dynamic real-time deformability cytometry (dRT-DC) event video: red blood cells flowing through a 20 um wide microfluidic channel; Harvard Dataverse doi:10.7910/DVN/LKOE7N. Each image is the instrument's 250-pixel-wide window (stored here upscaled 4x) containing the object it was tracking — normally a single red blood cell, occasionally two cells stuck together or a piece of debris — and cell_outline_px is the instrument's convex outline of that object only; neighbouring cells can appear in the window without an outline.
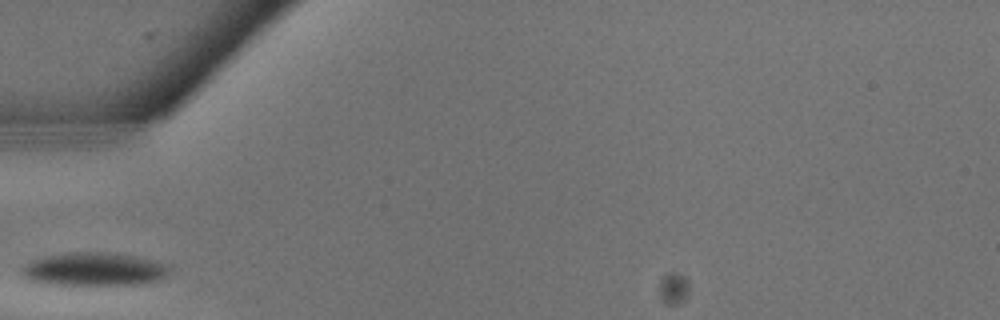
{"species": "common noctule bat (a hibernating species)", "species_latin": "Nyctalus noctula", "temperature_condition": "warm", "stored_images_in_passage": 7, "camera_frame_rate_fps": 3000, "um_per_image_px": 0.085, "animal": {"sex": "male", "body_mass_g": 13.3}, "frame": {"image": 1, "passage_image": 1, "time_ms": 0.0, "image_size_px": [1000, 320], "cell_outline_px": [[168, 272], [160, 280], [140, 284], [100, 288], [80, 288], [40, 284], [24, 280], [20, 276], [20, 268], [24, 264], [32, 260], [44, 256], [68, 252], [112, 252], [136, 256], [168, 264]], "centroid_in_image_um": [7.87, 22.96], "position_along_channel_um": 77.1, "area_um2": 30.75}}
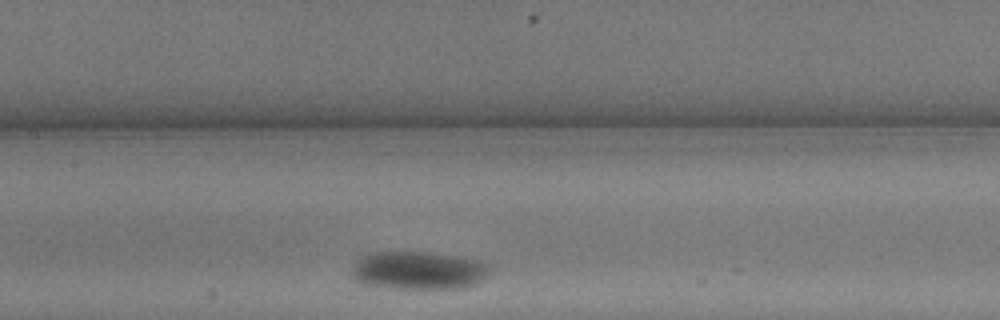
{"frame": {"image": 2, "passage_image": 5, "time_ms": 1.333, "image_size_px": [1000, 320], "cell_outline_px": [[492, 272], [480, 280], [464, 288], [396, 288], [364, 284], [356, 280], [352, 276], [352, 264], [356, 260], [368, 252], [428, 252], [456, 256], [480, 260], [488, 264]], "centroid_in_image_um": [35.55, 22.97], "position_along_channel_um": 171.8, "area_um2": 30.69}}
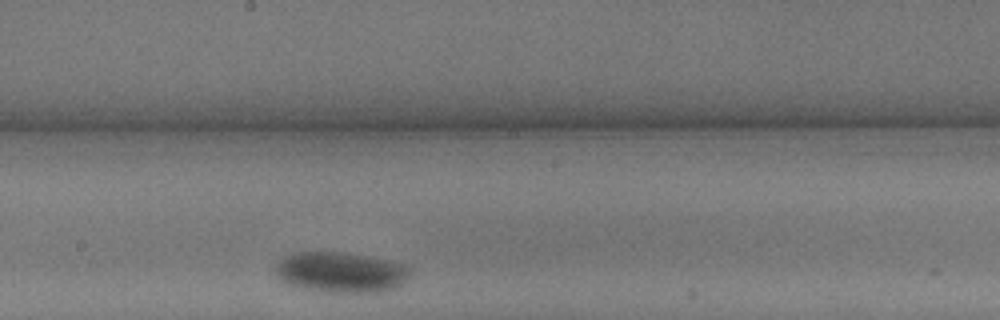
{"frame": {"image": 3, "passage_image": 7, "time_ms": 2.0, "image_size_px": [1000, 320], "cell_outline_px": [[408, 276], [396, 288], [376, 292], [328, 292], [300, 288], [288, 284], [280, 280], [276, 276], [272, 268], [284, 256], [292, 252], [344, 252], [388, 260], [408, 264]], "centroid_in_image_um": [28.89, 23.13], "position_along_channel_um": 219.3, "area_um2": 31.96}}